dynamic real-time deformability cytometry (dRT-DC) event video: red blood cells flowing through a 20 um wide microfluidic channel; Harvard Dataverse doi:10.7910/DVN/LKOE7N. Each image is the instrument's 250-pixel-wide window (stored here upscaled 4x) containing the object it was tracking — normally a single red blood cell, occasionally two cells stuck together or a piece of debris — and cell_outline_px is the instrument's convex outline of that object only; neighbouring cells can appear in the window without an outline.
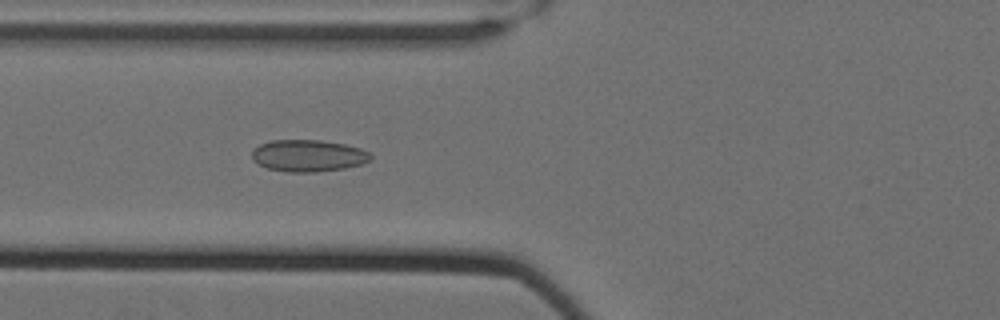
{"species": "Egyptian fruit bat (a non-hibernating species)", "species_latin": "Rousettus aegyptiacus", "temperature_condition": "cold", "stored_images_in_passage": 41, "camera_frame_rate_fps": 3000, "um_per_image_px": 0.085, "animal": {"sex": "female"}, "frame": {"image": 1, "passage_image": 9, "time_ms": 2.667, "image_size_px": [1000, 320], "cell_outline_px": [[372, 160], [364, 164], [344, 168], [316, 172], [288, 172], [268, 168], [252, 160], [252, 148], [260, 144], [272, 140], [320, 140], [344, 144], [360, 148], [368, 152], [372, 156]], "centroid_in_image_um": [26.21, 13.23], "position_along_channel_um": 99.6, "area_um2": 22.14}}
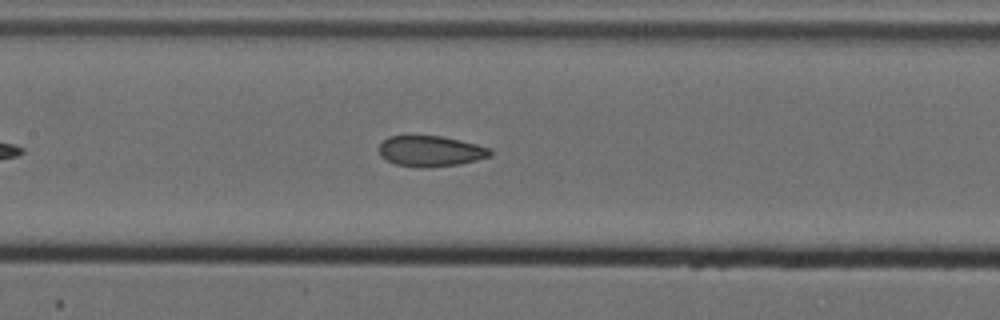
{"frame": {"image": 2, "passage_image": 15, "time_ms": 4.667, "image_size_px": [1000, 320], "cell_outline_px": [[492, 156], [460, 164], [428, 168], [420, 168], [396, 164], [380, 156], [380, 144], [388, 136], [440, 136], [460, 140], [476, 144], [488, 148], [492, 152]], "centroid_in_image_um": [36.61, 12.86], "position_along_channel_um": 170.8, "area_um2": 19.83}}
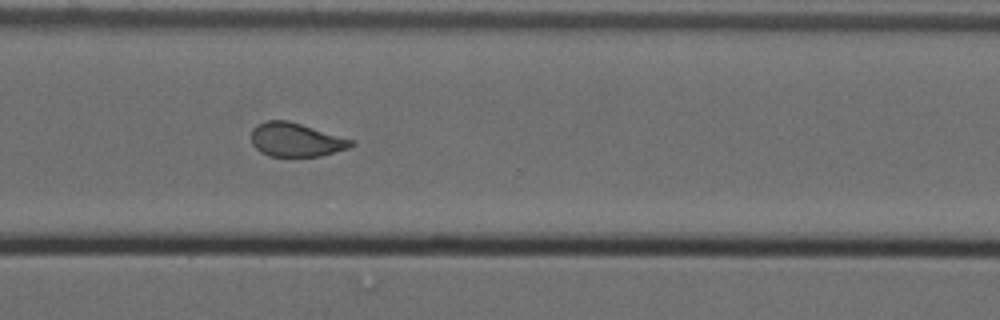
{"frame": {"image": 3, "passage_image": 30, "time_ms": 9.667, "image_size_px": [1000, 320], "cell_outline_px": [[356, 144], [348, 148], [320, 156], [268, 156], [260, 152], [252, 144], [252, 128], [268, 120], [288, 120], [356, 140]], "centroid_in_image_um": [25.19, 11.88], "position_along_channel_um": 345.4, "area_um2": 19.71}}